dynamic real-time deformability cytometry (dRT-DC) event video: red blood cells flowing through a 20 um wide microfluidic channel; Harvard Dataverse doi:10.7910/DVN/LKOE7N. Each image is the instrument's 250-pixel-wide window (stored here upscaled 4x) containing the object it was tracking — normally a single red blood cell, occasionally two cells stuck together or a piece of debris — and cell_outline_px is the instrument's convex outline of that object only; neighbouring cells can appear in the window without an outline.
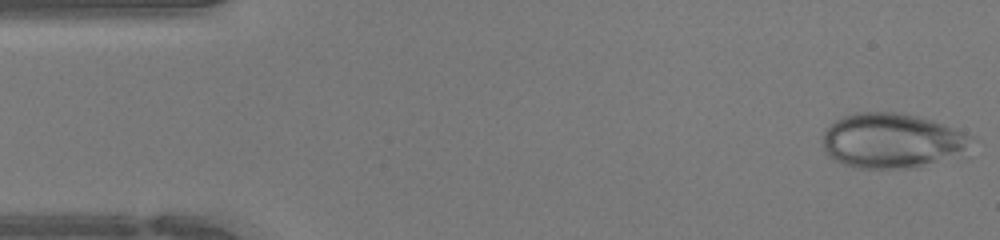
{"species": "human", "species_latin": "Homo sapiens", "temperature_condition": "warm", "stored_images_in_passage": 11, "camera_frame_rate_fps": 3000, "um_per_image_px": 0.085, "donor": {"sex": "female"}, "frame": {"image": 1, "passage_image": 1, "time_ms": 0.0, "image_size_px": [1000, 240], "cell_outline_px": [[976, 140], [964, 160], [908, 168], [856, 168], [832, 160], [828, 156], [824, 148], [824, 132], [836, 120], [844, 116], [856, 112], [900, 112], [932, 120], [944, 124], [964, 132], [972, 136]], "centroid_in_image_um": [75.99, 12.0], "position_along_channel_um": 9.0, "area_um2": 49.01}}